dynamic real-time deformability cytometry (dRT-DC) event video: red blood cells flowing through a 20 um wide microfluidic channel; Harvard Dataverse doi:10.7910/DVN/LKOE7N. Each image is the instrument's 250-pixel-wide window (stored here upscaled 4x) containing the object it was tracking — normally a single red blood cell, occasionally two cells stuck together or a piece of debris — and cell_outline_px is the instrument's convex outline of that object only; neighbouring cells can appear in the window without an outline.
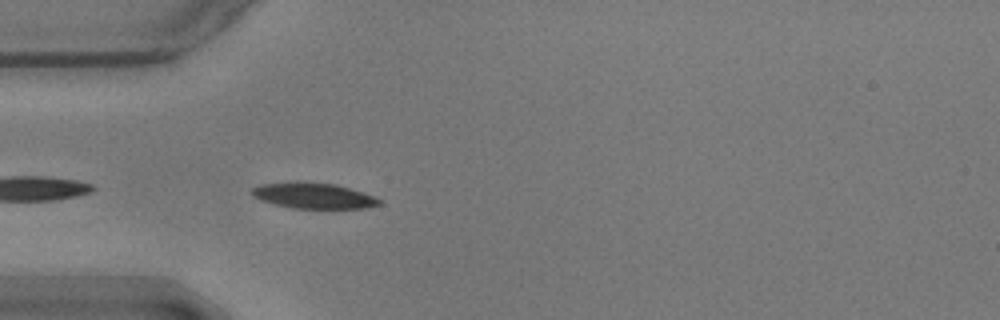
{"species": "common noctule bat (a hibernating species)", "species_latin": "Nyctalus noctula", "temperature_condition": "warm", "stored_images_in_passage": 6, "camera_frame_rate_fps": 3000, "um_per_image_px": 0.085, "animal": {"sex": "male", "body_mass_g": 17.9}, "frame": {"image": 1, "passage_image": 2, "time_ms": 0.333, "image_size_px": [1000, 320], "cell_outline_px": [[380, 204], [368, 208], [292, 208], [272, 204], [260, 200], [252, 196], [252, 188], [260, 184], [296, 180], [300, 180], [336, 184], [364, 192], [380, 200]], "centroid_in_image_um": [26.59, 16.61], "position_along_channel_um": 58.4, "area_um2": 19.48}}